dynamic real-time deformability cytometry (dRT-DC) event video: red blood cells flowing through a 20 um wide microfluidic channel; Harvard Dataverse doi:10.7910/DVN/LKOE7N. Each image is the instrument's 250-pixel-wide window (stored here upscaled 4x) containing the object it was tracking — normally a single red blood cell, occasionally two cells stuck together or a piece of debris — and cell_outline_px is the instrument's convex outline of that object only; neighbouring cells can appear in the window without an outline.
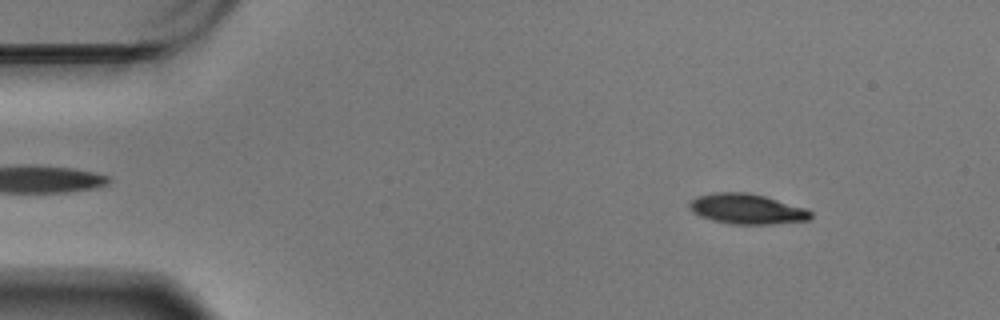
{"species": "Egyptian fruit bat (a non-hibernating species)", "species_latin": "Rousettus aegyptiacus", "temperature_condition": "warm", "stored_images_in_passage": 58, "camera_frame_rate_fps": 3000, "um_per_image_px": 0.085, "animal": {"sex": "male"}, "frame": {"image": 1, "passage_image": 7, "time_ms": 2.0, "image_size_px": [1000, 320], "cell_outline_px": [[812, 216], [808, 220], [768, 224], [732, 224], [712, 220], [700, 216], [692, 212], [688, 208], [688, 204], [696, 196], [716, 192], [748, 192], [764, 196], [808, 208], [812, 212]], "centroid_in_image_um": [63.48, 17.75], "position_along_channel_um": 21.5, "area_um2": 21.44}}
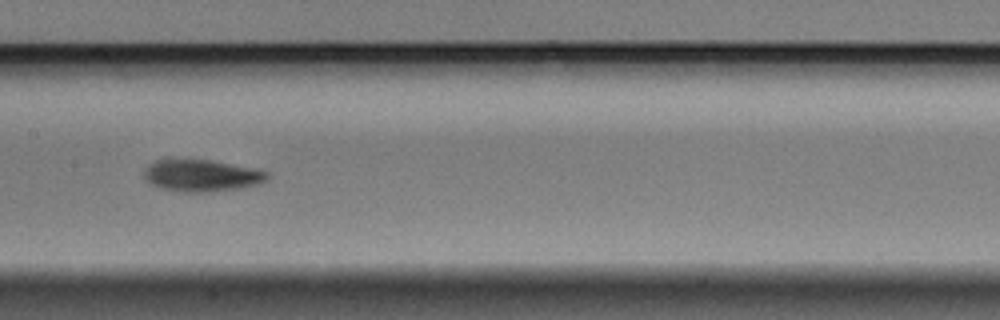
{"frame": {"image": 2, "passage_image": 29, "time_ms": 9.333, "image_size_px": [1000, 320], "cell_outline_px": [[268, 180], [260, 184], [240, 188], [208, 192], [180, 192], [160, 188], [148, 184], [144, 180], [144, 168], [148, 164], [156, 160], [212, 160], [256, 168], [268, 172]], "centroid_in_image_um": [17.13, 14.93], "position_along_channel_um": 190.3, "area_um2": 23.24}}
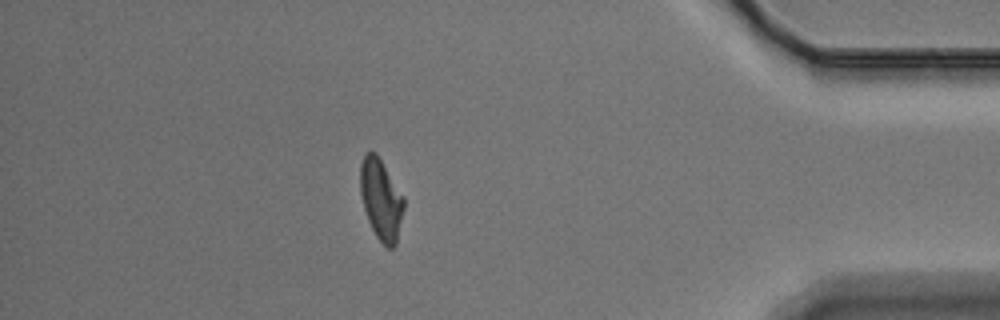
{"frame": {"image": 3, "passage_image": 51, "time_ms": 16.667, "image_size_px": [1000, 320], "cell_outline_px": [[404, 208], [396, 244], [392, 248], [388, 248], [376, 236], [368, 220], [364, 208], [360, 192], [360, 164], [364, 152], [376, 152], [404, 196]], "centroid_in_image_um": [32.38, 16.92], "position_along_channel_um": 402.8, "area_um2": 20.52}, "authors_computed_cell_mechanics": {"area_um2": 21.6461, "velocity_mm_per_s": 3.4512, "shape_relaxation_time_tau1_ms": 4.3842, "shape_relaxation_time_tau2_ms": 8.4306, "deformation_change_tau1": 0.1715, "deformation_change_tau2": 0.1427}}